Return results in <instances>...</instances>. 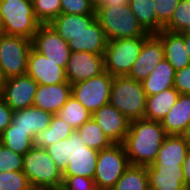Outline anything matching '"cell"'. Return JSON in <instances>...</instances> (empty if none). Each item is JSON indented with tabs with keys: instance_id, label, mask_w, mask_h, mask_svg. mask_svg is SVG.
I'll return each instance as SVG.
<instances>
[{
	"instance_id": "21",
	"label": "cell",
	"mask_w": 190,
	"mask_h": 190,
	"mask_svg": "<svg viewBox=\"0 0 190 190\" xmlns=\"http://www.w3.org/2000/svg\"><path fill=\"white\" fill-rule=\"evenodd\" d=\"M182 166L164 168L146 166L149 187L155 190H188Z\"/></svg>"
},
{
	"instance_id": "12",
	"label": "cell",
	"mask_w": 190,
	"mask_h": 190,
	"mask_svg": "<svg viewBox=\"0 0 190 190\" xmlns=\"http://www.w3.org/2000/svg\"><path fill=\"white\" fill-rule=\"evenodd\" d=\"M38 83L28 74L5 80L1 97L13 110H21L33 106Z\"/></svg>"
},
{
	"instance_id": "1",
	"label": "cell",
	"mask_w": 190,
	"mask_h": 190,
	"mask_svg": "<svg viewBox=\"0 0 190 190\" xmlns=\"http://www.w3.org/2000/svg\"><path fill=\"white\" fill-rule=\"evenodd\" d=\"M167 136L160 121L138 119L130 121L129 131L123 142L131 165H151Z\"/></svg>"
},
{
	"instance_id": "26",
	"label": "cell",
	"mask_w": 190,
	"mask_h": 190,
	"mask_svg": "<svg viewBox=\"0 0 190 190\" xmlns=\"http://www.w3.org/2000/svg\"><path fill=\"white\" fill-rule=\"evenodd\" d=\"M174 76V68L164 58L147 78L142 81L146 96H152L174 87Z\"/></svg>"
},
{
	"instance_id": "27",
	"label": "cell",
	"mask_w": 190,
	"mask_h": 190,
	"mask_svg": "<svg viewBox=\"0 0 190 190\" xmlns=\"http://www.w3.org/2000/svg\"><path fill=\"white\" fill-rule=\"evenodd\" d=\"M73 132L74 130L55 114L49 127L34 136L33 147L45 149L51 144L67 139Z\"/></svg>"
},
{
	"instance_id": "30",
	"label": "cell",
	"mask_w": 190,
	"mask_h": 190,
	"mask_svg": "<svg viewBox=\"0 0 190 190\" xmlns=\"http://www.w3.org/2000/svg\"><path fill=\"white\" fill-rule=\"evenodd\" d=\"M76 132L86 146L98 151L114 144L92 118L80 126Z\"/></svg>"
},
{
	"instance_id": "34",
	"label": "cell",
	"mask_w": 190,
	"mask_h": 190,
	"mask_svg": "<svg viewBox=\"0 0 190 190\" xmlns=\"http://www.w3.org/2000/svg\"><path fill=\"white\" fill-rule=\"evenodd\" d=\"M190 25V0H181L170 21L163 27L169 32L182 33Z\"/></svg>"
},
{
	"instance_id": "36",
	"label": "cell",
	"mask_w": 190,
	"mask_h": 190,
	"mask_svg": "<svg viewBox=\"0 0 190 190\" xmlns=\"http://www.w3.org/2000/svg\"><path fill=\"white\" fill-rule=\"evenodd\" d=\"M181 0H153L156 12V33L170 21Z\"/></svg>"
},
{
	"instance_id": "11",
	"label": "cell",
	"mask_w": 190,
	"mask_h": 190,
	"mask_svg": "<svg viewBox=\"0 0 190 190\" xmlns=\"http://www.w3.org/2000/svg\"><path fill=\"white\" fill-rule=\"evenodd\" d=\"M31 41L34 50L66 69L71 50L50 24H40Z\"/></svg>"
},
{
	"instance_id": "17",
	"label": "cell",
	"mask_w": 190,
	"mask_h": 190,
	"mask_svg": "<svg viewBox=\"0 0 190 190\" xmlns=\"http://www.w3.org/2000/svg\"><path fill=\"white\" fill-rule=\"evenodd\" d=\"M71 95L72 85L69 82L53 85H38L33 106L55 115Z\"/></svg>"
},
{
	"instance_id": "46",
	"label": "cell",
	"mask_w": 190,
	"mask_h": 190,
	"mask_svg": "<svg viewBox=\"0 0 190 190\" xmlns=\"http://www.w3.org/2000/svg\"><path fill=\"white\" fill-rule=\"evenodd\" d=\"M185 46H186L188 57L190 59V34H186V33H185Z\"/></svg>"
},
{
	"instance_id": "2",
	"label": "cell",
	"mask_w": 190,
	"mask_h": 190,
	"mask_svg": "<svg viewBox=\"0 0 190 190\" xmlns=\"http://www.w3.org/2000/svg\"><path fill=\"white\" fill-rule=\"evenodd\" d=\"M95 13L96 20L104 30L108 41L150 35L138 23L128 4L99 6L95 9Z\"/></svg>"
},
{
	"instance_id": "37",
	"label": "cell",
	"mask_w": 190,
	"mask_h": 190,
	"mask_svg": "<svg viewBox=\"0 0 190 190\" xmlns=\"http://www.w3.org/2000/svg\"><path fill=\"white\" fill-rule=\"evenodd\" d=\"M23 171V156L0 143V173Z\"/></svg>"
},
{
	"instance_id": "41",
	"label": "cell",
	"mask_w": 190,
	"mask_h": 190,
	"mask_svg": "<svg viewBox=\"0 0 190 190\" xmlns=\"http://www.w3.org/2000/svg\"><path fill=\"white\" fill-rule=\"evenodd\" d=\"M173 85L180 94L190 95V65L175 71Z\"/></svg>"
},
{
	"instance_id": "42",
	"label": "cell",
	"mask_w": 190,
	"mask_h": 190,
	"mask_svg": "<svg viewBox=\"0 0 190 190\" xmlns=\"http://www.w3.org/2000/svg\"><path fill=\"white\" fill-rule=\"evenodd\" d=\"M13 110L0 96V135L12 122Z\"/></svg>"
},
{
	"instance_id": "13",
	"label": "cell",
	"mask_w": 190,
	"mask_h": 190,
	"mask_svg": "<svg viewBox=\"0 0 190 190\" xmlns=\"http://www.w3.org/2000/svg\"><path fill=\"white\" fill-rule=\"evenodd\" d=\"M103 72V55L84 51L71 52L65 69L66 79L70 84L85 81Z\"/></svg>"
},
{
	"instance_id": "10",
	"label": "cell",
	"mask_w": 190,
	"mask_h": 190,
	"mask_svg": "<svg viewBox=\"0 0 190 190\" xmlns=\"http://www.w3.org/2000/svg\"><path fill=\"white\" fill-rule=\"evenodd\" d=\"M114 76L104 71L96 77L71 84L75 97L91 114L110 101V89Z\"/></svg>"
},
{
	"instance_id": "8",
	"label": "cell",
	"mask_w": 190,
	"mask_h": 190,
	"mask_svg": "<svg viewBox=\"0 0 190 190\" xmlns=\"http://www.w3.org/2000/svg\"><path fill=\"white\" fill-rule=\"evenodd\" d=\"M31 39L3 34L0 37V67L5 79L26 74Z\"/></svg>"
},
{
	"instance_id": "3",
	"label": "cell",
	"mask_w": 190,
	"mask_h": 190,
	"mask_svg": "<svg viewBox=\"0 0 190 190\" xmlns=\"http://www.w3.org/2000/svg\"><path fill=\"white\" fill-rule=\"evenodd\" d=\"M23 173L34 190H61L62 172L44 148L32 147L23 155Z\"/></svg>"
},
{
	"instance_id": "6",
	"label": "cell",
	"mask_w": 190,
	"mask_h": 190,
	"mask_svg": "<svg viewBox=\"0 0 190 190\" xmlns=\"http://www.w3.org/2000/svg\"><path fill=\"white\" fill-rule=\"evenodd\" d=\"M130 165L123 143L100 150L93 178L96 189L111 190Z\"/></svg>"
},
{
	"instance_id": "25",
	"label": "cell",
	"mask_w": 190,
	"mask_h": 190,
	"mask_svg": "<svg viewBox=\"0 0 190 190\" xmlns=\"http://www.w3.org/2000/svg\"><path fill=\"white\" fill-rule=\"evenodd\" d=\"M179 95L180 93L172 87L158 94L147 96L144 118L161 122L174 106Z\"/></svg>"
},
{
	"instance_id": "22",
	"label": "cell",
	"mask_w": 190,
	"mask_h": 190,
	"mask_svg": "<svg viewBox=\"0 0 190 190\" xmlns=\"http://www.w3.org/2000/svg\"><path fill=\"white\" fill-rule=\"evenodd\" d=\"M189 146L180 135H167L152 167H177L183 165Z\"/></svg>"
},
{
	"instance_id": "38",
	"label": "cell",
	"mask_w": 190,
	"mask_h": 190,
	"mask_svg": "<svg viewBox=\"0 0 190 190\" xmlns=\"http://www.w3.org/2000/svg\"><path fill=\"white\" fill-rule=\"evenodd\" d=\"M61 13L65 14H96L89 0H60Z\"/></svg>"
},
{
	"instance_id": "19",
	"label": "cell",
	"mask_w": 190,
	"mask_h": 190,
	"mask_svg": "<svg viewBox=\"0 0 190 190\" xmlns=\"http://www.w3.org/2000/svg\"><path fill=\"white\" fill-rule=\"evenodd\" d=\"M156 35L162 41L164 58L175 71L190 65V59L185 46V32L176 33L162 29Z\"/></svg>"
},
{
	"instance_id": "24",
	"label": "cell",
	"mask_w": 190,
	"mask_h": 190,
	"mask_svg": "<svg viewBox=\"0 0 190 190\" xmlns=\"http://www.w3.org/2000/svg\"><path fill=\"white\" fill-rule=\"evenodd\" d=\"M95 20L96 14L77 15L61 13L50 25L63 40L68 42L75 35L88 28Z\"/></svg>"
},
{
	"instance_id": "28",
	"label": "cell",
	"mask_w": 190,
	"mask_h": 190,
	"mask_svg": "<svg viewBox=\"0 0 190 190\" xmlns=\"http://www.w3.org/2000/svg\"><path fill=\"white\" fill-rule=\"evenodd\" d=\"M56 115L74 131L92 118V114L72 95Z\"/></svg>"
},
{
	"instance_id": "15",
	"label": "cell",
	"mask_w": 190,
	"mask_h": 190,
	"mask_svg": "<svg viewBox=\"0 0 190 190\" xmlns=\"http://www.w3.org/2000/svg\"><path fill=\"white\" fill-rule=\"evenodd\" d=\"M26 74L34 79L38 85H53L68 82L63 67L58 66V63L50 61L46 56L33 48L28 56Z\"/></svg>"
},
{
	"instance_id": "31",
	"label": "cell",
	"mask_w": 190,
	"mask_h": 190,
	"mask_svg": "<svg viewBox=\"0 0 190 190\" xmlns=\"http://www.w3.org/2000/svg\"><path fill=\"white\" fill-rule=\"evenodd\" d=\"M138 23L149 34H156V12L153 0H128Z\"/></svg>"
},
{
	"instance_id": "23",
	"label": "cell",
	"mask_w": 190,
	"mask_h": 190,
	"mask_svg": "<svg viewBox=\"0 0 190 190\" xmlns=\"http://www.w3.org/2000/svg\"><path fill=\"white\" fill-rule=\"evenodd\" d=\"M190 123V95L180 94L161 124L167 135H180Z\"/></svg>"
},
{
	"instance_id": "9",
	"label": "cell",
	"mask_w": 190,
	"mask_h": 190,
	"mask_svg": "<svg viewBox=\"0 0 190 190\" xmlns=\"http://www.w3.org/2000/svg\"><path fill=\"white\" fill-rule=\"evenodd\" d=\"M98 150L89 148L74 131L66 139V160L63 176H82L94 178Z\"/></svg>"
},
{
	"instance_id": "14",
	"label": "cell",
	"mask_w": 190,
	"mask_h": 190,
	"mask_svg": "<svg viewBox=\"0 0 190 190\" xmlns=\"http://www.w3.org/2000/svg\"><path fill=\"white\" fill-rule=\"evenodd\" d=\"M163 59L164 49L161 39L156 34H150L143 42L140 54L127 76L142 82Z\"/></svg>"
},
{
	"instance_id": "49",
	"label": "cell",
	"mask_w": 190,
	"mask_h": 190,
	"mask_svg": "<svg viewBox=\"0 0 190 190\" xmlns=\"http://www.w3.org/2000/svg\"><path fill=\"white\" fill-rule=\"evenodd\" d=\"M4 34V29H3V24H2V20L0 18V37Z\"/></svg>"
},
{
	"instance_id": "45",
	"label": "cell",
	"mask_w": 190,
	"mask_h": 190,
	"mask_svg": "<svg viewBox=\"0 0 190 190\" xmlns=\"http://www.w3.org/2000/svg\"><path fill=\"white\" fill-rule=\"evenodd\" d=\"M180 136L185 140V142L187 143V145L190 148V123L184 129V131L180 134Z\"/></svg>"
},
{
	"instance_id": "35",
	"label": "cell",
	"mask_w": 190,
	"mask_h": 190,
	"mask_svg": "<svg viewBox=\"0 0 190 190\" xmlns=\"http://www.w3.org/2000/svg\"><path fill=\"white\" fill-rule=\"evenodd\" d=\"M0 190H33L23 171L0 173Z\"/></svg>"
},
{
	"instance_id": "20",
	"label": "cell",
	"mask_w": 190,
	"mask_h": 190,
	"mask_svg": "<svg viewBox=\"0 0 190 190\" xmlns=\"http://www.w3.org/2000/svg\"><path fill=\"white\" fill-rule=\"evenodd\" d=\"M107 38L99 22L95 20L84 31L75 35L68 41L71 52H89L96 55H103L107 46Z\"/></svg>"
},
{
	"instance_id": "47",
	"label": "cell",
	"mask_w": 190,
	"mask_h": 190,
	"mask_svg": "<svg viewBox=\"0 0 190 190\" xmlns=\"http://www.w3.org/2000/svg\"><path fill=\"white\" fill-rule=\"evenodd\" d=\"M5 80L6 79L4 78V75H3L1 67H0V96H1L2 91H3Z\"/></svg>"
},
{
	"instance_id": "32",
	"label": "cell",
	"mask_w": 190,
	"mask_h": 190,
	"mask_svg": "<svg viewBox=\"0 0 190 190\" xmlns=\"http://www.w3.org/2000/svg\"><path fill=\"white\" fill-rule=\"evenodd\" d=\"M0 143L22 156L33 147V140L27 132L12 129V123L0 135Z\"/></svg>"
},
{
	"instance_id": "4",
	"label": "cell",
	"mask_w": 190,
	"mask_h": 190,
	"mask_svg": "<svg viewBox=\"0 0 190 190\" xmlns=\"http://www.w3.org/2000/svg\"><path fill=\"white\" fill-rule=\"evenodd\" d=\"M146 98L142 82L129 78L127 75L114 76L109 103L129 121L144 118Z\"/></svg>"
},
{
	"instance_id": "16",
	"label": "cell",
	"mask_w": 190,
	"mask_h": 190,
	"mask_svg": "<svg viewBox=\"0 0 190 190\" xmlns=\"http://www.w3.org/2000/svg\"><path fill=\"white\" fill-rule=\"evenodd\" d=\"M92 119L99 125L113 143H123L129 131L130 121L110 103L92 114Z\"/></svg>"
},
{
	"instance_id": "44",
	"label": "cell",
	"mask_w": 190,
	"mask_h": 190,
	"mask_svg": "<svg viewBox=\"0 0 190 190\" xmlns=\"http://www.w3.org/2000/svg\"><path fill=\"white\" fill-rule=\"evenodd\" d=\"M128 0H104L101 6H109V5H127Z\"/></svg>"
},
{
	"instance_id": "33",
	"label": "cell",
	"mask_w": 190,
	"mask_h": 190,
	"mask_svg": "<svg viewBox=\"0 0 190 190\" xmlns=\"http://www.w3.org/2000/svg\"><path fill=\"white\" fill-rule=\"evenodd\" d=\"M35 18L40 24H50L61 14L60 0H31Z\"/></svg>"
},
{
	"instance_id": "50",
	"label": "cell",
	"mask_w": 190,
	"mask_h": 190,
	"mask_svg": "<svg viewBox=\"0 0 190 190\" xmlns=\"http://www.w3.org/2000/svg\"><path fill=\"white\" fill-rule=\"evenodd\" d=\"M185 33H186V34H190V25H189V27L186 29Z\"/></svg>"
},
{
	"instance_id": "18",
	"label": "cell",
	"mask_w": 190,
	"mask_h": 190,
	"mask_svg": "<svg viewBox=\"0 0 190 190\" xmlns=\"http://www.w3.org/2000/svg\"><path fill=\"white\" fill-rule=\"evenodd\" d=\"M53 114L35 106L13 111L12 129L27 132L32 140L37 133L49 127Z\"/></svg>"
},
{
	"instance_id": "29",
	"label": "cell",
	"mask_w": 190,
	"mask_h": 190,
	"mask_svg": "<svg viewBox=\"0 0 190 190\" xmlns=\"http://www.w3.org/2000/svg\"><path fill=\"white\" fill-rule=\"evenodd\" d=\"M148 187L146 166L130 165L111 190H147Z\"/></svg>"
},
{
	"instance_id": "51",
	"label": "cell",
	"mask_w": 190,
	"mask_h": 190,
	"mask_svg": "<svg viewBox=\"0 0 190 190\" xmlns=\"http://www.w3.org/2000/svg\"><path fill=\"white\" fill-rule=\"evenodd\" d=\"M147 190H155V189H153V188H151V187H148V189Z\"/></svg>"
},
{
	"instance_id": "39",
	"label": "cell",
	"mask_w": 190,
	"mask_h": 190,
	"mask_svg": "<svg viewBox=\"0 0 190 190\" xmlns=\"http://www.w3.org/2000/svg\"><path fill=\"white\" fill-rule=\"evenodd\" d=\"M92 178L82 176H63L61 190H95Z\"/></svg>"
},
{
	"instance_id": "40",
	"label": "cell",
	"mask_w": 190,
	"mask_h": 190,
	"mask_svg": "<svg viewBox=\"0 0 190 190\" xmlns=\"http://www.w3.org/2000/svg\"><path fill=\"white\" fill-rule=\"evenodd\" d=\"M45 149L54 161L55 165L61 170V172H63L66 160V139L56 142L55 144H51Z\"/></svg>"
},
{
	"instance_id": "7",
	"label": "cell",
	"mask_w": 190,
	"mask_h": 190,
	"mask_svg": "<svg viewBox=\"0 0 190 190\" xmlns=\"http://www.w3.org/2000/svg\"><path fill=\"white\" fill-rule=\"evenodd\" d=\"M146 38H121L108 41L103 54L104 71L112 76L128 75Z\"/></svg>"
},
{
	"instance_id": "43",
	"label": "cell",
	"mask_w": 190,
	"mask_h": 190,
	"mask_svg": "<svg viewBox=\"0 0 190 190\" xmlns=\"http://www.w3.org/2000/svg\"><path fill=\"white\" fill-rule=\"evenodd\" d=\"M182 167H183L186 188L190 190V149L188 150V153L186 155Z\"/></svg>"
},
{
	"instance_id": "5",
	"label": "cell",
	"mask_w": 190,
	"mask_h": 190,
	"mask_svg": "<svg viewBox=\"0 0 190 190\" xmlns=\"http://www.w3.org/2000/svg\"><path fill=\"white\" fill-rule=\"evenodd\" d=\"M0 18L4 34L32 39L40 23L31 0H0Z\"/></svg>"
},
{
	"instance_id": "48",
	"label": "cell",
	"mask_w": 190,
	"mask_h": 190,
	"mask_svg": "<svg viewBox=\"0 0 190 190\" xmlns=\"http://www.w3.org/2000/svg\"><path fill=\"white\" fill-rule=\"evenodd\" d=\"M89 2L96 9L103 4L104 0H89Z\"/></svg>"
}]
</instances>
